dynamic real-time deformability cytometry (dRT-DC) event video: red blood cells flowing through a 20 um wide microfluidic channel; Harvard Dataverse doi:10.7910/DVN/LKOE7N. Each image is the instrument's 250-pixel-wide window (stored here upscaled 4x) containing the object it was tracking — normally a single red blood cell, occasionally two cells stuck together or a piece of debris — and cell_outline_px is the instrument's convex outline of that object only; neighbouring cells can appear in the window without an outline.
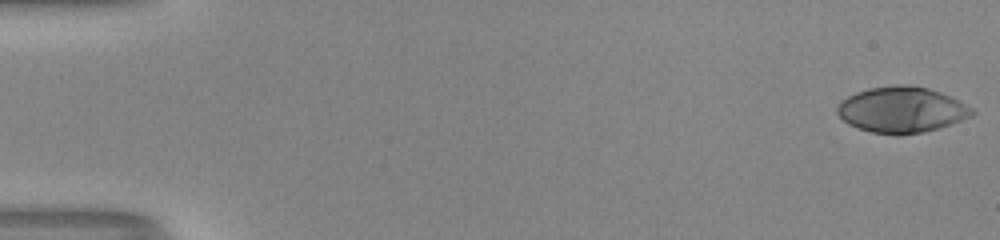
{"species": "human", "species_latin": "Homo sapiens", "temperature_condition": "room temperature", "stored_images_in_passage": 53, "camera_frame_rate_fps": 3000, "um_per_image_px": 0.085, "donor": {"sex": "male"}, "frame": {"image": 1, "passage_image": 1, "time_ms": 0.0, "image_size_px": [1000, 240], "cell_outline_px": [[976, 112], [972, 116], [924, 132], [900, 136], [896, 136], [872, 132], [848, 124], [836, 112], [836, 108], [840, 100], [856, 92], [868, 88], [896, 84], [908, 84], [928, 88], [940, 92], [972, 108]], "centroid_in_image_um": [76.59, 9.32], "position_along_channel_um": 8.4, "area_um2": 36.01}}
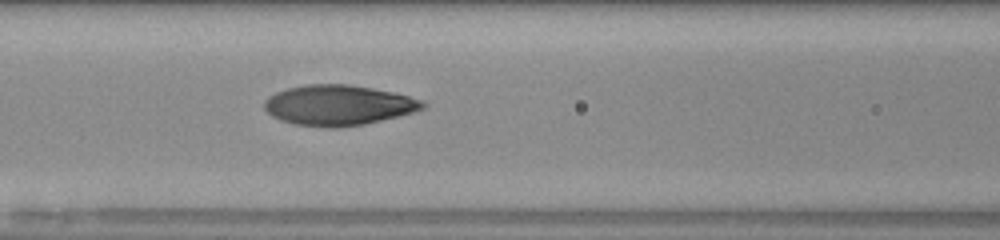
{"frame": {"image": 2, "passage_image": 24, "time_ms": 7.667, "image_size_px": [1000, 240], "cell_outline_px": [[428, 104], [424, 108], [412, 112], [364, 124], [336, 128], [332, 128], [292, 124], [280, 120], [272, 116], [264, 108], [264, 100], [268, 96], [276, 92], [288, 88], [308, 84], [348, 84], [372, 88], [392, 92], [424, 100]], "centroid_in_image_um": [28.74, 8.94], "position_along_channel_um": 137.9, "area_um2": 37.17}}
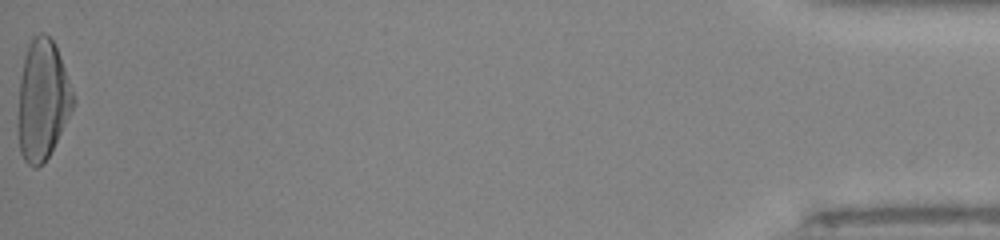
{"frame": {"image": 3, "passage_image": 53, "time_ms": 17.333, "image_size_px": [1000, 240], "cell_outline_px": [[76, 100], [48, 156], [36, 168], [32, 168], [24, 160], [20, 152], [16, 124], [20, 76], [28, 44], [40, 32], [44, 32], [56, 44], [76, 96]], "centroid_in_image_um": [3.6, 8.48], "position_along_channel_um": 431.6, "area_um2": 38.78}, "authors_computed_cell_mechanics": {"area_um2": 36.414, "velocity_mm_per_s": 4.0752, "shape_relaxation_time_tau1_ms": 5.3681, "shape_relaxation_time_tau2_ms": 0.8697, "deformation_change_tau1": 0.2636, "deformation_change_tau2": 0.0579}}